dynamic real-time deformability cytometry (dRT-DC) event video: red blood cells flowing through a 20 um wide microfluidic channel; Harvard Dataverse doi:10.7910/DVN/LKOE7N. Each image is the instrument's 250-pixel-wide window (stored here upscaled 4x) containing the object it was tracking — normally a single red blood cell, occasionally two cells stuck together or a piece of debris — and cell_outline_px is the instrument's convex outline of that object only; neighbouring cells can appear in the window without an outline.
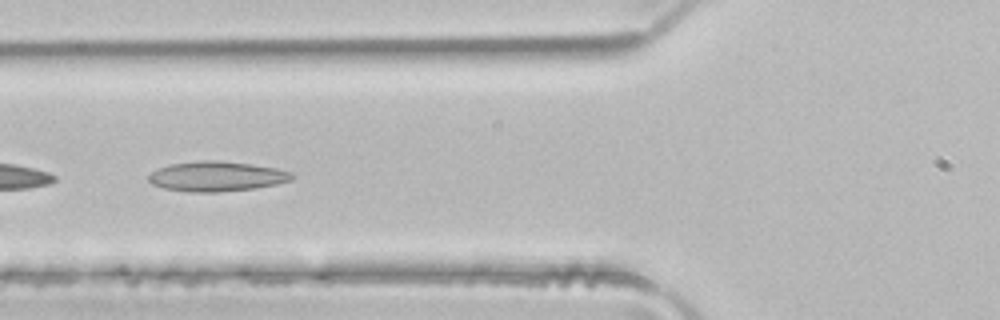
{"species": "common noctule bat (a hibernating species)", "species_latin": "Nyctalus noctula", "temperature_condition": "room temperature", "stored_images_in_passage": 5, "camera_frame_rate_fps": 3000, "um_per_image_px": 0.085, "animal": {"sex": "male", "body_mass_g": 21.5, "forearm_length_mm": 52.0}, "frame": {"image": 1, "passage_image": 5, "time_ms": 1.333, "image_size_px": [1000, 320], "cell_outline_px": [[296, 176], [292, 180], [276, 184], [256, 188], [216, 192], [188, 192], [164, 188], [152, 184], [148, 180], [148, 176], [156, 168], [172, 164], [200, 160], [220, 160], [252, 164], [276, 168], [292, 172]], "centroid_in_image_um": [18.43, 14.98], "position_along_channel_um": 107.4, "area_um2": 25.2}}